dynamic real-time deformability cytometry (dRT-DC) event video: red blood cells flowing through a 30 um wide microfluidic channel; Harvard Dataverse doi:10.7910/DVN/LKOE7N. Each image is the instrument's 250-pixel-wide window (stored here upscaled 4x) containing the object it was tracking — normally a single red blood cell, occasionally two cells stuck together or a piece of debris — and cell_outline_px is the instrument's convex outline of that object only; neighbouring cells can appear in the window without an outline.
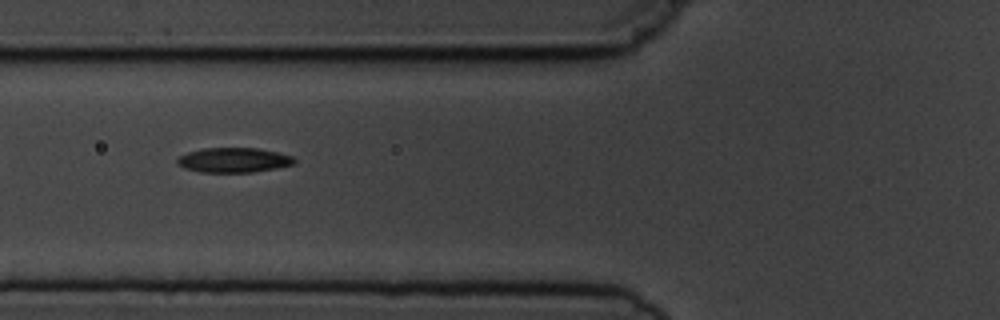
{"species": "common noctule bat (a hibernating species)", "species_latin": "Nyctalus noctula", "temperature_condition": "cold", "stored_images_in_passage": 5, "camera_frame_rate_fps": 3000, "um_per_image_px": 0.085, "animal": {"sex": "male", "body_mass_g": 19.5, "forearm_length_mm": 54.6}, "frame": {"image": 1, "passage_image": 4, "time_ms": 3.333, "image_size_px": [1000, 320], "cell_outline_px": [[296, 160], [292, 164], [276, 168], [252, 172], [200, 172], [184, 168], [176, 164], [176, 160], [180, 156], [188, 152], [204, 148], [256, 148], [276, 152], [292, 156]], "centroid_in_image_um": [19.82, 13.61], "position_along_channel_um": 106.0, "area_um2": 16.76}}
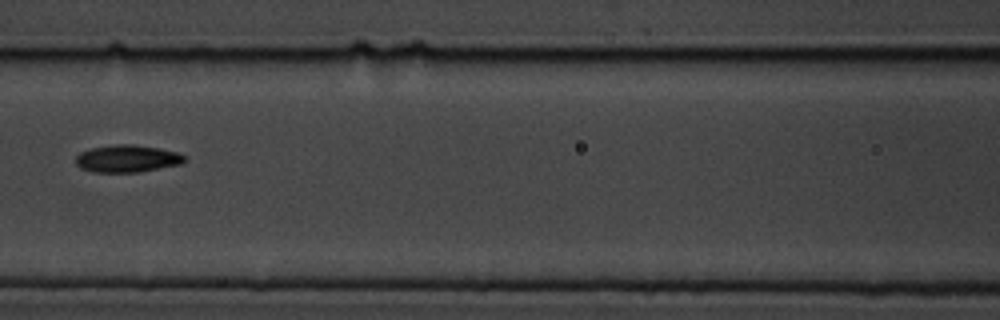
{"frame": {"image": 2, "passage_image": 5, "time_ms": 4.667, "image_size_px": [1000, 320], "cell_outline_px": [[184, 160], [180, 164], [140, 172], [92, 172], [80, 168], [76, 164], [76, 156], [80, 152], [92, 148], [116, 144], [132, 144], [160, 148], [180, 152], [184, 156]], "centroid_in_image_um": [10.8, 13.48], "position_along_channel_um": 155.8, "area_um2": 17.34}}